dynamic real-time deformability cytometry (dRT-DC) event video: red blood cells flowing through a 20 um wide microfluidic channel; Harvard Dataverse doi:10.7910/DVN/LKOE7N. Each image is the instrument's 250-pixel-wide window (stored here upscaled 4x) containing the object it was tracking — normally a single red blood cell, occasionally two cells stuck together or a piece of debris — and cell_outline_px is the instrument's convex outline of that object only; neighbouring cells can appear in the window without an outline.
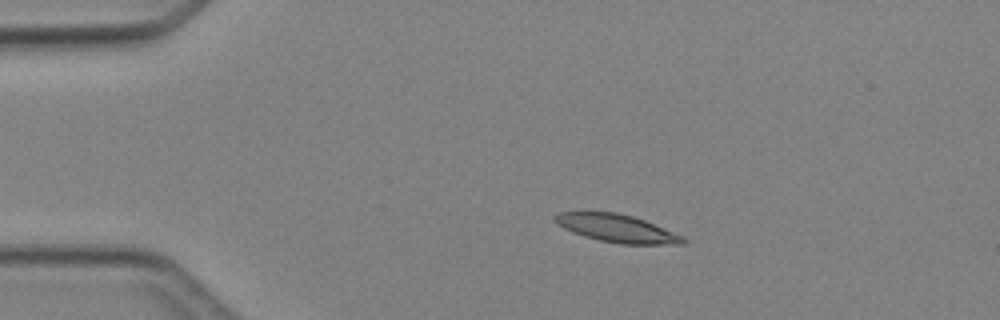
{"species": "Egyptian fruit bat (a non-hibernating species)", "species_latin": "Rousettus aegyptiacus", "temperature_condition": "cold", "stored_images_in_passage": 4, "camera_frame_rate_fps": 3000, "um_per_image_px": 0.085, "animal": {"sex": "female"}, "frame": {"image": 1, "passage_image": 3, "time_ms": 2.333, "image_size_px": [1000, 320], "cell_outline_px": [[688, 240], [684, 244], [620, 244], [600, 240], [584, 236], [572, 232], [556, 224], [552, 220], [552, 216], [560, 212], [616, 212], [632, 216], [644, 220], [684, 236]], "centroid_in_image_um": [52.42, 19.41], "position_along_channel_um": 32.6, "area_um2": 20.81}}